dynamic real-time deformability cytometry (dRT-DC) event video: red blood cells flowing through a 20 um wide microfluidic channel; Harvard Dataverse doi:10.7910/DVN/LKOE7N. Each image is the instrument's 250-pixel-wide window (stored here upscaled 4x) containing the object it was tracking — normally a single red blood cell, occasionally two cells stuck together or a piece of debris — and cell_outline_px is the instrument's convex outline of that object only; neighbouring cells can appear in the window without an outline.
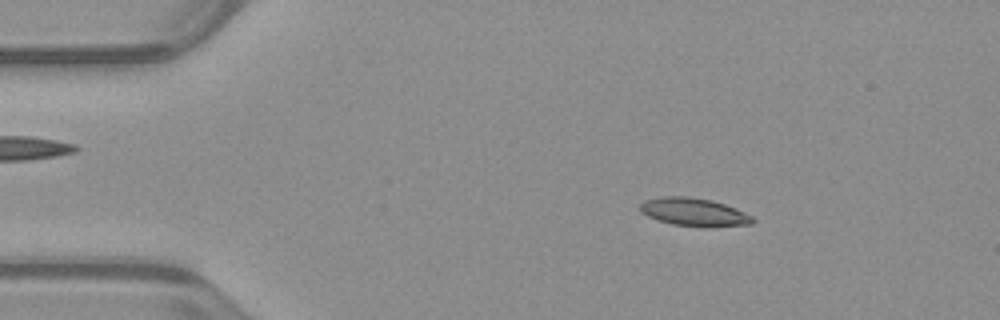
{"species": "common noctule bat (a hibernating species)", "species_latin": "Nyctalus noctula", "temperature_condition": "warm", "stored_images_in_passage": 52, "camera_frame_rate_fps": 3000, "um_per_image_px": 0.085, "animal": {"sex": "male", "body_mass_g": 23.1, "forearm_length_mm": 52.7}, "frame": {"image": 1, "passage_image": 8, "time_ms": 2.333, "image_size_px": [1000, 320], "cell_outline_px": [[756, 220], [752, 224], [672, 224], [648, 216], [640, 212], [640, 204], [644, 200], [660, 196], [688, 196], [712, 200], [736, 208], [752, 216]], "centroid_in_image_um": [58.92, 17.95], "position_along_channel_um": 26.1, "area_um2": 17.51}}
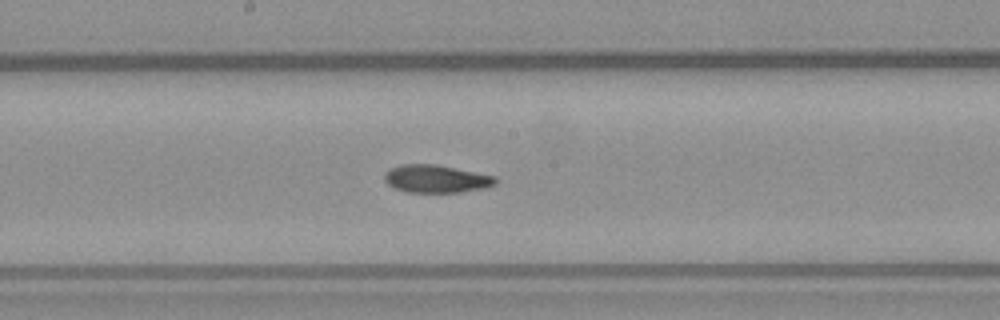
{"frame": {"image": 2, "passage_image": 27, "time_ms": 8.667, "image_size_px": [1000, 320], "cell_outline_px": [[496, 184], [484, 188], [460, 192], [408, 192], [396, 188], [388, 184], [384, 180], [384, 172], [400, 164], [436, 164], [496, 176]], "centroid_in_image_um": [37.07, 15.19], "position_along_channel_um": 211.1, "area_um2": 17.92}}
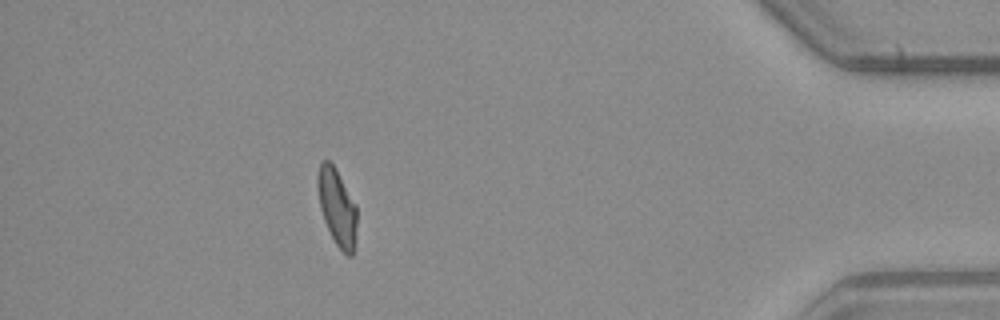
{"frame": {"image": 3, "passage_image": 46, "time_ms": 15.0, "image_size_px": [1000, 320], "cell_outline_px": [[356, 248], [352, 256], [348, 256], [336, 244], [324, 220], [320, 208], [316, 184], [316, 176], [320, 164], [324, 160], [328, 160], [336, 168], [356, 204]], "centroid_in_image_um": [28.65, 17.61], "position_along_channel_um": 406.5, "area_um2": 17.74}, "authors_computed_cell_mechanics": {"area_um2": 18.0625, "velocity_mm_per_s": 3.9594, "shape_relaxation_time_tau1_ms": 10.9627, "shape_relaxation_time_tau2_ms": 3.3614, "deformation_change_tau1": 0.2841, "deformation_change_tau2": 0.0901}}